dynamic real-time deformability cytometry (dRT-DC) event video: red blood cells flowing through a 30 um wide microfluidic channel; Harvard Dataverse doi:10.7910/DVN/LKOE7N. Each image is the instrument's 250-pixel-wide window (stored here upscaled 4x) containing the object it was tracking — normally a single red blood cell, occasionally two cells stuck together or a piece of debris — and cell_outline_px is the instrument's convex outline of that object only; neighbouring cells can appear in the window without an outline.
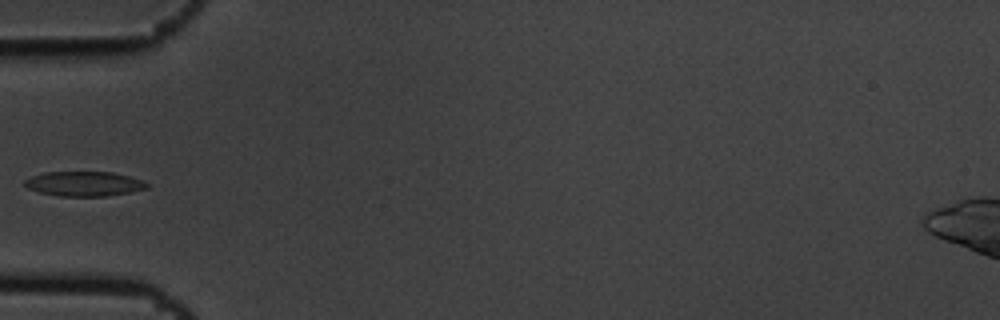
{"species": "common noctule bat (a hibernating species)", "species_latin": "Nyctalus noctula", "temperature_condition": "cold", "stored_images_in_passage": 5, "camera_frame_rate_fps": 3000, "um_per_image_px": 0.085, "animal": {"sex": "male", "body_mass_g": 19.5, "forearm_length_mm": 54.6}, "frame": {"image": 1, "passage_image": 4, "time_ms": 1.0, "image_size_px": [1000, 320], "cell_outline_px": [[148, 188], [132, 192], [108, 196], [60, 196], [40, 192], [28, 188], [24, 184], [24, 180], [32, 176], [44, 172], [112, 172], [144, 180], [148, 184]], "centroid_in_image_um": [7.18, 15.62], "position_along_channel_um": 77.8, "area_um2": 17.63}}
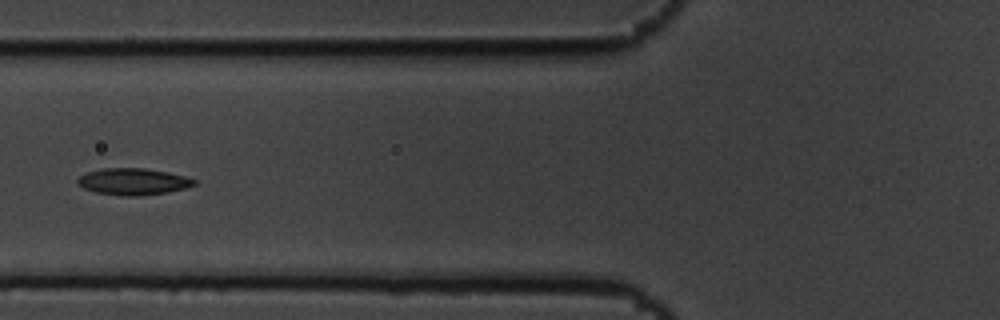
{"frame": {"image": 2, "passage_image": 5, "time_ms": 1.333, "image_size_px": [1000, 320], "cell_outline_px": [[196, 184], [188, 188], [168, 192], [140, 196], [128, 196], [96, 192], [84, 188], [76, 184], [76, 180], [80, 176], [88, 172], [104, 168], [144, 168], [168, 172], [184, 176], [196, 180]], "centroid_in_image_um": [11.34, 15.44], "position_along_channel_um": 114.5, "area_um2": 18.09}}